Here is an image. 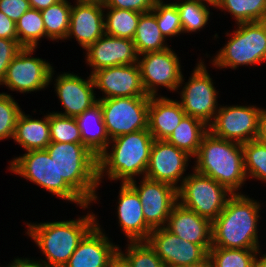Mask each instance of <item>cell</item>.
Wrapping results in <instances>:
<instances>
[{"label":"cell","instance_id":"cell-23","mask_svg":"<svg viewBox=\"0 0 266 267\" xmlns=\"http://www.w3.org/2000/svg\"><path fill=\"white\" fill-rule=\"evenodd\" d=\"M170 232L200 246H212V222L177 202L165 226Z\"/></svg>","mask_w":266,"mask_h":267},{"label":"cell","instance_id":"cell-3","mask_svg":"<svg viewBox=\"0 0 266 267\" xmlns=\"http://www.w3.org/2000/svg\"><path fill=\"white\" fill-rule=\"evenodd\" d=\"M96 217L88 212L66 221L26 223V234L45 255L42 262L48 267H64L83 237L99 222Z\"/></svg>","mask_w":266,"mask_h":267},{"label":"cell","instance_id":"cell-11","mask_svg":"<svg viewBox=\"0 0 266 267\" xmlns=\"http://www.w3.org/2000/svg\"><path fill=\"white\" fill-rule=\"evenodd\" d=\"M35 50L36 48L23 47L12 59L0 85L22 94L47 88L53 82L56 71L46 60L33 57Z\"/></svg>","mask_w":266,"mask_h":267},{"label":"cell","instance_id":"cell-14","mask_svg":"<svg viewBox=\"0 0 266 267\" xmlns=\"http://www.w3.org/2000/svg\"><path fill=\"white\" fill-rule=\"evenodd\" d=\"M128 184L140 197L146 224L152 230L166 226L171 210L178 202L177 189L146 177H142L139 185L136 179Z\"/></svg>","mask_w":266,"mask_h":267},{"label":"cell","instance_id":"cell-51","mask_svg":"<svg viewBox=\"0 0 266 267\" xmlns=\"http://www.w3.org/2000/svg\"><path fill=\"white\" fill-rule=\"evenodd\" d=\"M260 22L265 27V30H266V15L261 19Z\"/></svg>","mask_w":266,"mask_h":267},{"label":"cell","instance_id":"cell-43","mask_svg":"<svg viewBox=\"0 0 266 267\" xmlns=\"http://www.w3.org/2000/svg\"><path fill=\"white\" fill-rule=\"evenodd\" d=\"M0 38L18 40L16 23L0 11Z\"/></svg>","mask_w":266,"mask_h":267},{"label":"cell","instance_id":"cell-10","mask_svg":"<svg viewBox=\"0 0 266 267\" xmlns=\"http://www.w3.org/2000/svg\"><path fill=\"white\" fill-rule=\"evenodd\" d=\"M206 68L200 59L186 83H183L185 79L182 75L178 89L181 87L182 90L177 92L180 94L178 101L186 115L196 117L209 125L219 109L217 100L219 91L213 85V79Z\"/></svg>","mask_w":266,"mask_h":267},{"label":"cell","instance_id":"cell-2","mask_svg":"<svg viewBox=\"0 0 266 267\" xmlns=\"http://www.w3.org/2000/svg\"><path fill=\"white\" fill-rule=\"evenodd\" d=\"M153 141L148 129L110 140L108 147L98 156L99 185L104 176H108L110 181L120 180V183H128L140 175L145 177Z\"/></svg>","mask_w":266,"mask_h":267},{"label":"cell","instance_id":"cell-16","mask_svg":"<svg viewBox=\"0 0 266 267\" xmlns=\"http://www.w3.org/2000/svg\"><path fill=\"white\" fill-rule=\"evenodd\" d=\"M146 242L166 267H182L204 260L212 246H200L179 238L165 226L153 229Z\"/></svg>","mask_w":266,"mask_h":267},{"label":"cell","instance_id":"cell-50","mask_svg":"<svg viewBox=\"0 0 266 267\" xmlns=\"http://www.w3.org/2000/svg\"><path fill=\"white\" fill-rule=\"evenodd\" d=\"M105 0H75V2H84V3H100L103 4Z\"/></svg>","mask_w":266,"mask_h":267},{"label":"cell","instance_id":"cell-42","mask_svg":"<svg viewBox=\"0 0 266 267\" xmlns=\"http://www.w3.org/2000/svg\"><path fill=\"white\" fill-rule=\"evenodd\" d=\"M30 8L28 0H0V11L15 23Z\"/></svg>","mask_w":266,"mask_h":267},{"label":"cell","instance_id":"cell-26","mask_svg":"<svg viewBox=\"0 0 266 267\" xmlns=\"http://www.w3.org/2000/svg\"><path fill=\"white\" fill-rule=\"evenodd\" d=\"M13 140L22 146L26 152L45 150L51 143L49 113L39 120L22 111L16 122Z\"/></svg>","mask_w":266,"mask_h":267},{"label":"cell","instance_id":"cell-19","mask_svg":"<svg viewBox=\"0 0 266 267\" xmlns=\"http://www.w3.org/2000/svg\"><path fill=\"white\" fill-rule=\"evenodd\" d=\"M85 62L95 71L118 65L138 63V53L133 40L104 34L85 50Z\"/></svg>","mask_w":266,"mask_h":267},{"label":"cell","instance_id":"cell-45","mask_svg":"<svg viewBox=\"0 0 266 267\" xmlns=\"http://www.w3.org/2000/svg\"><path fill=\"white\" fill-rule=\"evenodd\" d=\"M256 139L266 144V108H262L259 114L258 135Z\"/></svg>","mask_w":266,"mask_h":267},{"label":"cell","instance_id":"cell-22","mask_svg":"<svg viewBox=\"0 0 266 267\" xmlns=\"http://www.w3.org/2000/svg\"><path fill=\"white\" fill-rule=\"evenodd\" d=\"M120 184L116 212L118 224L127 242L146 241L152 229L146 224L140 197L128 183Z\"/></svg>","mask_w":266,"mask_h":267},{"label":"cell","instance_id":"cell-34","mask_svg":"<svg viewBox=\"0 0 266 267\" xmlns=\"http://www.w3.org/2000/svg\"><path fill=\"white\" fill-rule=\"evenodd\" d=\"M258 250L211 247L208 256L213 267H253Z\"/></svg>","mask_w":266,"mask_h":267},{"label":"cell","instance_id":"cell-33","mask_svg":"<svg viewBox=\"0 0 266 267\" xmlns=\"http://www.w3.org/2000/svg\"><path fill=\"white\" fill-rule=\"evenodd\" d=\"M18 42L22 47L37 48L41 38L45 37V28L41 11L30 8L16 22Z\"/></svg>","mask_w":266,"mask_h":267},{"label":"cell","instance_id":"cell-39","mask_svg":"<svg viewBox=\"0 0 266 267\" xmlns=\"http://www.w3.org/2000/svg\"><path fill=\"white\" fill-rule=\"evenodd\" d=\"M22 112L12 95L0 93V141L14 136L19 114Z\"/></svg>","mask_w":266,"mask_h":267},{"label":"cell","instance_id":"cell-28","mask_svg":"<svg viewBox=\"0 0 266 267\" xmlns=\"http://www.w3.org/2000/svg\"><path fill=\"white\" fill-rule=\"evenodd\" d=\"M165 41L155 14L152 11L142 13L133 38L138 55L167 49L169 46Z\"/></svg>","mask_w":266,"mask_h":267},{"label":"cell","instance_id":"cell-40","mask_svg":"<svg viewBox=\"0 0 266 267\" xmlns=\"http://www.w3.org/2000/svg\"><path fill=\"white\" fill-rule=\"evenodd\" d=\"M23 47L18 40L0 38V84L4 80L9 64Z\"/></svg>","mask_w":266,"mask_h":267},{"label":"cell","instance_id":"cell-37","mask_svg":"<svg viewBox=\"0 0 266 267\" xmlns=\"http://www.w3.org/2000/svg\"><path fill=\"white\" fill-rule=\"evenodd\" d=\"M126 253L118 246V254L130 267H166L146 241L128 242Z\"/></svg>","mask_w":266,"mask_h":267},{"label":"cell","instance_id":"cell-8","mask_svg":"<svg viewBox=\"0 0 266 267\" xmlns=\"http://www.w3.org/2000/svg\"><path fill=\"white\" fill-rule=\"evenodd\" d=\"M192 171L177 190L178 202L213 222L233 193L209 176Z\"/></svg>","mask_w":266,"mask_h":267},{"label":"cell","instance_id":"cell-36","mask_svg":"<svg viewBox=\"0 0 266 267\" xmlns=\"http://www.w3.org/2000/svg\"><path fill=\"white\" fill-rule=\"evenodd\" d=\"M49 131L51 142L82 143L81 132L75 117L49 113Z\"/></svg>","mask_w":266,"mask_h":267},{"label":"cell","instance_id":"cell-46","mask_svg":"<svg viewBox=\"0 0 266 267\" xmlns=\"http://www.w3.org/2000/svg\"><path fill=\"white\" fill-rule=\"evenodd\" d=\"M32 9L39 11L48 8L51 5L56 4L60 0H28Z\"/></svg>","mask_w":266,"mask_h":267},{"label":"cell","instance_id":"cell-7","mask_svg":"<svg viewBox=\"0 0 266 267\" xmlns=\"http://www.w3.org/2000/svg\"><path fill=\"white\" fill-rule=\"evenodd\" d=\"M9 171L19 175L46 191L57 195L65 201L76 203L80 208L88 209L87 204L62 178L57 174L54 160L46 150H31L13 158L9 163Z\"/></svg>","mask_w":266,"mask_h":267},{"label":"cell","instance_id":"cell-38","mask_svg":"<svg viewBox=\"0 0 266 267\" xmlns=\"http://www.w3.org/2000/svg\"><path fill=\"white\" fill-rule=\"evenodd\" d=\"M151 11L155 14L159 29L165 39L178 37L183 33L180 15L174 1L165 3L163 0H158Z\"/></svg>","mask_w":266,"mask_h":267},{"label":"cell","instance_id":"cell-44","mask_svg":"<svg viewBox=\"0 0 266 267\" xmlns=\"http://www.w3.org/2000/svg\"><path fill=\"white\" fill-rule=\"evenodd\" d=\"M1 267V265H0ZM3 267H48L44 262L41 260H34L31 258H14L11 263H8L7 266Z\"/></svg>","mask_w":266,"mask_h":267},{"label":"cell","instance_id":"cell-12","mask_svg":"<svg viewBox=\"0 0 266 267\" xmlns=\"http://www.w3.org/2000/svg\"><path fill=\"white\" fill-rule=\"evenodd\" d=\"M141 55L138 56V66L142 86L148 96H159L160 86L178 91L183 74L179 57L172 48Z\"/></svg>","mask_w":266,"mask_h":267},{"label":"cell","instance_id":"cell-1","mask_svg":"<svg viewBox=\"0 0 266 267\" xmlns=\"http://www.w3.org/2000/svg\"><path fill=\"white\" fill-rule=\"evenodd\" d=\"M261 204L244 193L232 194L212 222V247L261 249L258 221Z\"/></svg>","mask_w":266,"mask_h":267},{"label":"cell","instance_id":"cell-35","mask_svg":"<svg viewBox=\"0 0 266 267\" xmlns=\"http://www.w3.org/2000/svg\"><path fill=\"white\" fill-rule=\"evenodd\" d=\"M247 178L266 183V144L257 139L242 144Z\"/></svg>","mask_w":266,"mask_h":267},{"label":"cell","instance_id":"cell-41","mask_svg":"<svg viewBox=\"0 0 266 267\" xmlns=\"http://www.w3.org/2000/svg\"><path fill=\"white\" fill-rule=\"evenodd\" d=\"M158 0H105L104 8L127 9L140 13L150 12Z\"/></svg>","mask_w":266,"mask_h":267},{"label":"cell","instance_id":"cell-30","mask_svg":"<svg viewBox=\"0 0 266 267\" xmlns=\"http://www.w3.org/2000/svg\"><path fill=\"white\" fill-rule=\"evenodd\" d=\"M71 4L68 0H60L56 4L41 10L45 38L52 41L66 39L70 24Z\"/></svg>","mask_w":266,"mask_h":267},{"label":"cell","instance_id":"cell-21","mask_svg":"<svg viewBox=\"0 0 266 267\" xmlns=\"http://www.w3.org/2000/svg\"><path fill=\"white\" fill-rule=\"evenodd\" d=\"M104 4L75 2L65 40L75 38L86 50L105 34Z\"/></svg>","mask_w":266,"mask_h":267},{"label":"cell","instance_id":"cell-15","mask_svg":"<svg viewBox=\"0 0 266 267\" xmlns=\"http://www.w3.org/2000/svg\"><path fill=\"white\" fill-rule=\"evenodd\" d=\"M191 158L188 153L166 140L154 139L145 177L169 184L178 190L188 175L183 174Z\"/></svg>","mask_w":266,"mask_h":267},{"label":"cell","instance_id":"cell-48","mask_svg":"<svg viewBox=\"0 0 266 267\" xmlns=\"http://www.w3.org/2000/svg\"><path fill=\"white\" fill-rule=\"evenodd\" d=\"M260 253H262V252H260V250H258V253H257L255 260H254L253 267H266V254L260 255Z\"/></svg>","mask_w":266,"mask_h":267},{"label":"cell","instance_id":"cell-24","mask_svg":"<svg viewBox=\"0 0 266 267\" xmlns=\"http://www.w3.org/2000/svg\"><path fill=\"white\" fill-rule=\"evenodd\" d=\"M185 115L178 100L161 95L150 96L148 130L154 139L166 140Z\"/></svg>","mask_w":266,"mask_h":267},{"label":"cell","instance_id":"cell-20","mask_svg":"<svg viewBox=\"0 0 266 267\" xmlns=\"http://www.w3.org/2000/svg\"><path fill=\"white\" fill-rule=\"evenodd\" d=\"M99 223L81 240L64 267H108L118 255V246L111 242Z\"/></svg>","mask_w":266,"mask_h":267},{"label":"cell","instance_id":"cell-9","mask_svg":"<svg viewBox=\"0 0 266 267\" xmlns=\"http://www.w3.org/2000/svg\"><path fill=\"white\" fill-rule=\"evenodd\" d=\"M110 140L148 129L150 96L98 99Z\"/></svg>","mask_w":266,"mask_h":267},{"label":"cell","instance_id":"cell-4","mask_svg":"<svg viewBox=\"0 0 266 267\" xmlns=\"http://www.w3.org/2000/svg\"><path fill=\"white\" fill-rule=\"evenodd\" d=\"M192 167L224 185L230 192H238L247 181L242 144L216 137L208 131L194 157Z\"/></svg>","mask_w":266,"mask_h":267},{"label":"cell","instance_id":"cell-29","mask_svg":"<svg viewBox=\"0 0 266 267\" xmlns=\"http://www.w3.org/2000/svg\"><path fill=\"white\" fill-rule=\"evenodd\" d=\"M175 1L180 15L181 26L184 33L199 32L203 27L208 25L210 20L209 6L215 7L214 1L211 0H185L182 2ZM207 4V5H206Z\"/></svg>","mask_w":266,"mask_h":267},{"label":"cell","instance_id":"cell-32","mask_svg":"<svg viewBox=\"0 0 266 267\" xmlns=\"http://www.w3.org/2000/svg\"><path fill=\"white\" fill-rule=\"evenodd\" d=\"M215 8L230 13L235 24L260 22L266 15V0H215Z\"/></svg>","mask_w":266,"mask_h":267},{"label":"cell","instance_id":"cell-47","mask_svg":"<svg viewBox=\"0 0 266 267\" xmlns=\"http://www.w3.org/2000/svg\"><path fill=\"white\" fill-rule=\"evenodd\" d=\"M108 267H130L126 261L118 254L108 265Z\"/></svg>","mask_w":266,"mask_h":267},{"label":"cell","instance_id":"cell-31","mask_svg":"<svg viewBox=\"0 0 266 267\" xmlns=\"http://www.w3.org/2000/svg\"><path fill=\"white\" fill-rule=\"evenodd\" d=\"M105 34L133 40L142 13L117 8H104Z\"/></svg>","mask_w":266,"mask_h":267},{"label":"cell","instance_id":"cell-6","mask_svg":"<svg viewBox=\"0 0 266 267\" xmlns=\"http://www.w3.org/2000/svg\"><path fill=\"white\" fill-rule=\"evenodd\" d=\"M229 40L210 62L215 68L254 66L266 62V30L261 22L238 23Z\"/></svg>","mask_w":266,"mask_h":267},{"label":"cell","instance_id":"cell-18","mask_svg":"<svg viewBox=\"0 0 266 267\" xmlns=\"http://www.w3.org/2000/svg\"><path fill=\"white\" fill-rule=\"evenodd\" d=\"M95 89L104 94L98 99L148 96L142 86L138 63L102 68L92 74Z\"/></svg>","mask_w":266,"mask_h":267},{"label":"cell","instance_id":"cell-17","mask_svg":"<svg viewBox=\"0 0 266 267\" xmlns=\"http://www.w3.org/2000/svg\"><path fill=\"white\" fill-rule=\"evenodd\" d=\"M55 77V93L64 109V112L55 113L76 117L98 102L92 75L84 79L73 72H64Z\"/></svg>","mask_w":266,"mask_h":267},{"label":"cell","instance_id":"cell-49","mask_svg":"<svg viewBox=\"0 0 266 267\" xmlns=\"http://www.w3.org/2000/svg\"><path fill=\"white\" fill-rule=\"evenodd\" d=\"M182 267H213V264L209 256H207L204 260L200 262H197L191 265L182 266Z\"/></svg>","mask_w":266,"mask_h":267},{"label":"cell","instance_id":"cell-13","mask_svg":"<svg viewBox=\"0 0 266 267\" xmlns=\"http://www.w3.org/2000/svg\"><path fill=\"white\" fill-rule=\"evenodd\" d=\"M219 106L213 121L208 125L213 135L240 144L257 138L261 107L238 104Z\"/></svg>","mask_w":266,"mask_h":267},{"label":"cell","instance_id":"cell-25","mask_svg":"<svg viewBox=\"0 0 266 267\" xmlns=\"http://www.w3.org/2000/svg\"><path fill=\"white\" fill-rule=\"evenodd\" d=\"M75 119L81 132L82 144L98 157L110 143L100 103L97 102Z\"/></svg>","mask_w":266,"mask_h":267},{"label":"cell","instance_id":"cell-5","mask_svg":"<svg viewBox=\"0 0 266 267\" xmlns=\"http://www.w3.org/2000/svg\"><path fill=\"white\" fill-rule=\"evenodd\" d=\"M62 178L87 204L98 201V157L82 143L51 142L45 149Z\"/></svg>","mask_w":266,"mask_h":267},{"label":"cell","instance_id":"cell-27","mask_svg":"<svg viewBox=\"0 0 266 267\" xmlns=\"http://www.w3.org/2000/svg\"><path fill=\"white\" fill-rule=\"evenodd\" d=\"M208 131V125L204 121L185 115L166 141L194 158L199 151L204 135Z\"/></svg>","mask_w":266,"mask_h":267}]
</instances>
